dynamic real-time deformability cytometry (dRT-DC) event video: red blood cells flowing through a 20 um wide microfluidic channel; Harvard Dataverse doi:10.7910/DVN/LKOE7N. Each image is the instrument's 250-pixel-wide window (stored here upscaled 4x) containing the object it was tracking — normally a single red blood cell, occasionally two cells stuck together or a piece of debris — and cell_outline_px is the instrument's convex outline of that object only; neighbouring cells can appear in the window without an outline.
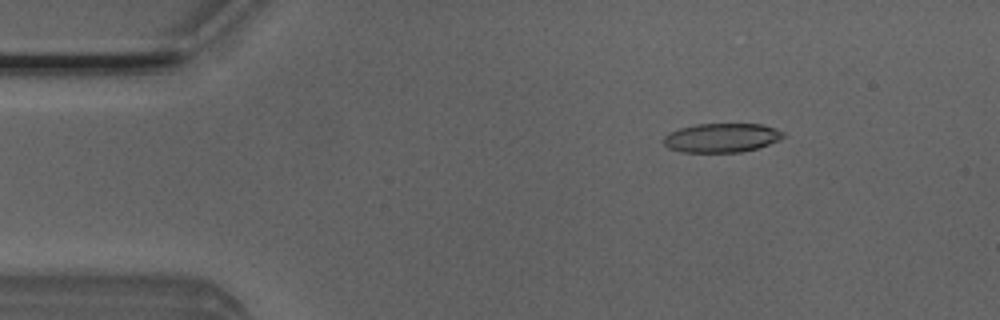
{"species": "Egyptian fruit bat (a non-hibernating species)", "species_latin": "Rousettus aegyptiacus", "temperature_condition": "room temperature", "stored_images_in_passage": 12, "camera_frame_rate_fps": 3000, "um_per_image_px": 0.085, "animal": {"sex": "male"}, "frame": {"image": 1, "passage_image": 7, "time_ms": 2.0, "image_size_px": [1000, 320], "cell_outline_px": [[784, 136], [780, 140], [756, 148], [740, 152], [680, 152], [668, 148], [664, 144], [664, 136], [668, 132], [680, 128], [696, 124], [764, 124], [776, 128], [784, 132]], "centroid_in_image_um": [61.33, 11.7], "position_along_channel_um": 23.7, "area_um2": 20.35}}